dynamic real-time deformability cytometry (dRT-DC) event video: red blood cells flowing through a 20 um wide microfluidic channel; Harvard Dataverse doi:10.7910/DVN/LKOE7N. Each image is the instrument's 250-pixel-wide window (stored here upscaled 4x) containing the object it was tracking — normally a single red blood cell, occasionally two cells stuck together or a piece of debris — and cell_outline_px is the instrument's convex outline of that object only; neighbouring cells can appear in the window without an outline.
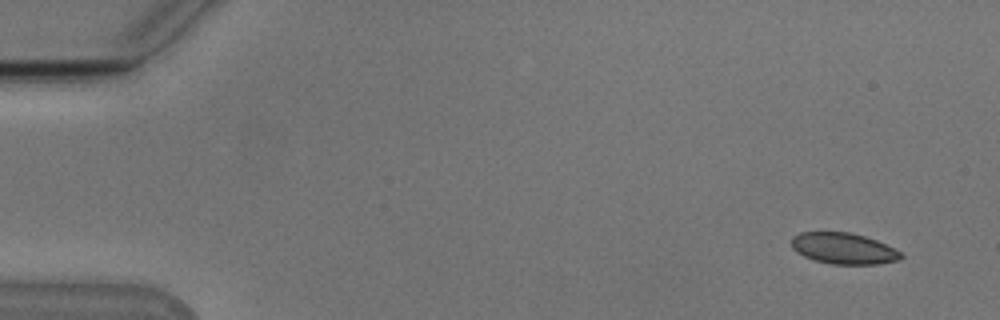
{"species": "Egyptian fruit bat (a non-hibernating species)", "species_latin": "Rousettus aegyptiacus", "temperature_condition": "cold", "stored_images_in_passage": 51, "camera_frame_rate_fps": 3000, "um_per_image_px": 0.085, "animal": {"sex": "male"}, "frame": {"image": 1, "passage_image": 1, "time_ms": 0.0, "image_size_px": [1000, 320], "cell_outline_px": [[904, 256], [900, 260], [876, 264], [832, 264], [812, 260], [796, 252], [792, 248], [792, 236], [800, 232], [848, 232], [864, 236], [876, 240], [900, 252]], "centroid_in_image_um": [71.67, 21.12], "position_along_channel_um": 13.3, "area_um2": 19.83}}
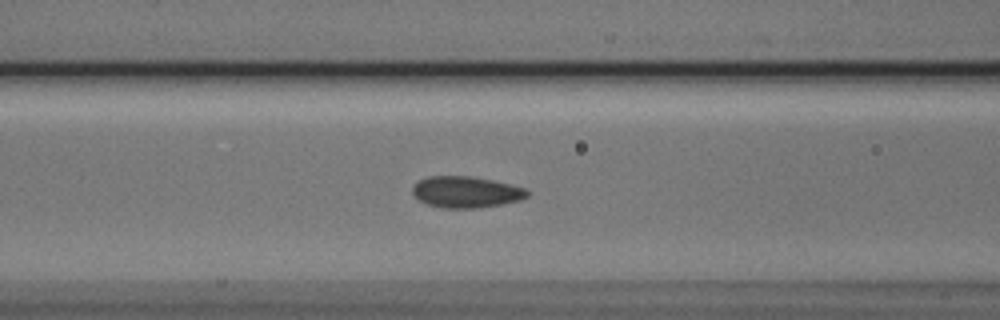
{"frame": {"image": 2, "passage_image": 20, "time_ms": 6.333, "image_size_px": [1000, 320], "cell_outline_px": [[528, 196], [520, 200], [500, 204], [476, 208], [440, 208], [428, 204], [420, 200], [412, 192], [412, 188], [420, 180], [428, 176], [472, 176], [492, 180], [528, 188]], "centroid_in_image_um": [39.63, 16.32], "position_along_channel_um": 127.0, "area_um2": 20.87}}
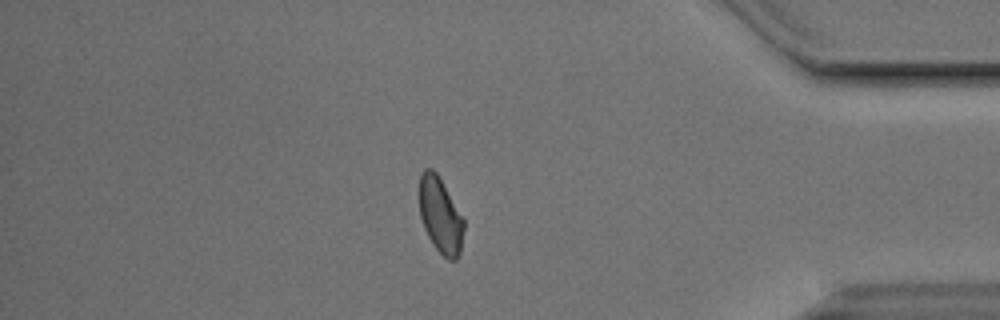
{"frame": {"image": 3, "passage_image": 44, "time_ms": 14.333, "image_size_px": [1000, 320], "cell_outline_px": [[464, 228], [460, 256], [456, 260], [448, 260], [432, 244], [424, 228], [420, 216], [420, 176], [424, 168], [432, 168], [436, 172], [464, 220]], "centroid_in_image_um": [37.44, 18.34], "position_along_channel_um": 397.8, "area_um2": 19.42}}